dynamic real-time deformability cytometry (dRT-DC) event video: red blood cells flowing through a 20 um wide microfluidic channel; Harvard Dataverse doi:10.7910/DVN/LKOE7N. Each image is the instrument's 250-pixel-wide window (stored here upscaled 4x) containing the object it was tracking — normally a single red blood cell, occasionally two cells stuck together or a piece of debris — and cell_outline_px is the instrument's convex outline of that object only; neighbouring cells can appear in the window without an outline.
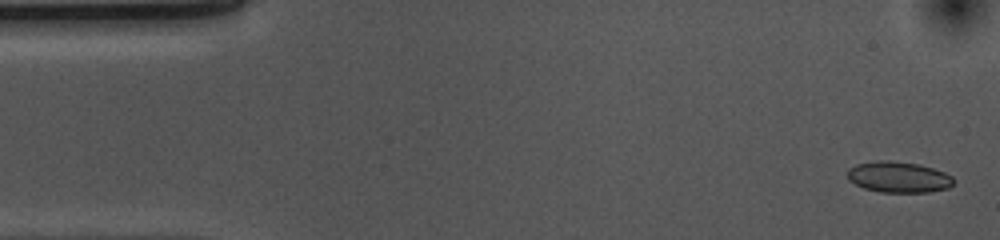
{"species": "common noctule bat (a hibernating species)", "species_latin": "Nyctalus noctula", "temperature_condition": "cold", "stored_images_in_passage": 53, "camera_frame_rate_fps": 3000, "um_per_image_px": 0.085, "animal": {"sex": "female", "body_mass_g": 10.0, "forearm_length_mm": 53.1}, "frame": {"image": 1, "passage_image": 2, "time_ms": 0.333, "image_size_px": [1000, 240], "cell_outline_px": [[956, 180], [948, 188], [928, 192], [880, 192], [864, 188], [848, 180], [848, 168], [856, 164], [876, 160], [888, 160], [920, 164], [944, 172], [952, 176]], "centroid_in_image_um": [76.37, 15.04], "position_along_channel_um": 8.6, "area_um2": 19.25}}
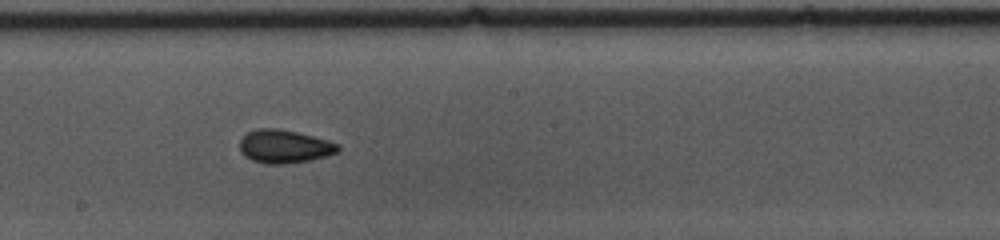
{"frame": {"image": 2, "passage_image": 28, "time_ms": 9.0, "image_size_px": [1000, 240], "cell_outline_px": [[340, 152], [312, 160], [284, 164], [264, 164], [252, 160], [244, 156], [240, 152], [240, 140], [248, 132], [256, 128], [276, 128], [296, 132], [328, 140], [340, 144]], "centroid_in_image_um": [24.18, 12.46], "position_along_channel_um": 224.0, "area_um2": 19.25}}
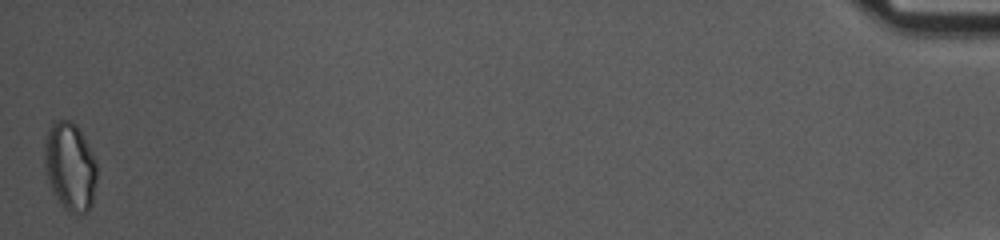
{"frame": {"image": 3, "passage_image": 53, "time_ms": 17.333, "image_size_px": [1000, 240], "cell_outline_px": [[96, 180], [92, 204], [88, 212], [76, 216], [68, 212], [60, 204], [52, 192], [48, 180], [44, 164], [44, 144], [48, 128], [52, 120], [72, 120], [80, 128], [96, 160]], "centroid_in_image_um": [5.95, 14.16], "position_along_channel_um": 429.3, "area_um2": 27.63}, "authors_computed_cell_mechanics": {"area_um2": 18.7272, "velocity_mm_per_s": 3.6953, "shape_relaxation_time_tau1_ms": 4.7607, "shape_relaxation_time_tau2_ms": 2.816, "deformation_change_tau1": 0.0905, "deformation_change_tau2": 0.0667}}